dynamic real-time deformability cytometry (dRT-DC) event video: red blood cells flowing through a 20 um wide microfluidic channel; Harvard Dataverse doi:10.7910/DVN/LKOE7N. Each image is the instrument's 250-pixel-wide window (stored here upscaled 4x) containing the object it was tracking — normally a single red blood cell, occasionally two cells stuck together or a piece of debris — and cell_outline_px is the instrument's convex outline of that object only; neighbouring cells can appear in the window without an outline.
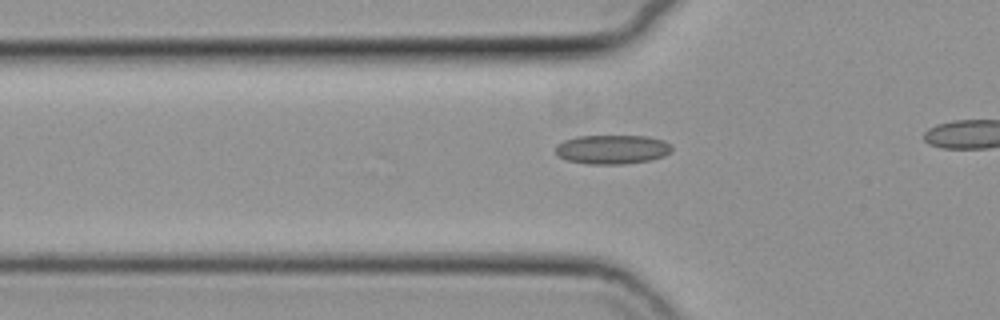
{"species": "common noctule bat (a hibernating species)", "species_latin": "Nyctalus noctula", "temperature_condition": "cold", "stored_images_in_passage": 29, "camera_frame_rate_fps": 3000, "um_per_image_px": 0.085, "animal": {"sex": "female", "body_mass_g": 19.3, "forearm_length_mm": 54.1}, "frame": {"image": 1, "passage_image": 3, "time_ms": 0.667, "image_size_px": [1000, 320], "cell_outline_px": [[672, 152], [664, 156], [652, 160], [624, 164], [588, 164], [568, 160], [556, 156], [556, 144], [564, 140], [576, 136], [648, 136], [664, 140], [672, 144]], "centroid_in_image_um": [52.06, 12.7], "position_along_channel_um": 73.7, "area_um2": 20.06}}
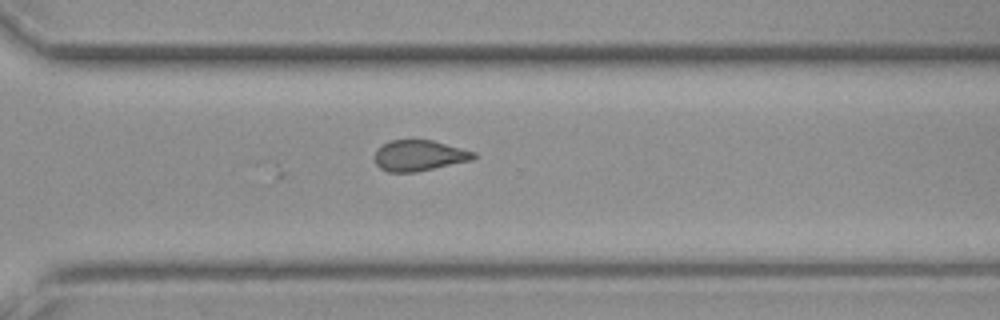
{"frame": {"image": 2, "passage_image": 24, "time_ms": 7.667, "image_size_px": [1000, 320], "cell_outline_px": [[476, 156], [472, 160], [416, 172], [388, 172], [380, 168], [376, 164], [376, 152], [384, 144], [392, 140], [432, 140], [476, 152]], "centroid_in_image_um": [35.66, 13.23], "position_along_channel_um": 334.9, "area_um2": 17.51}}
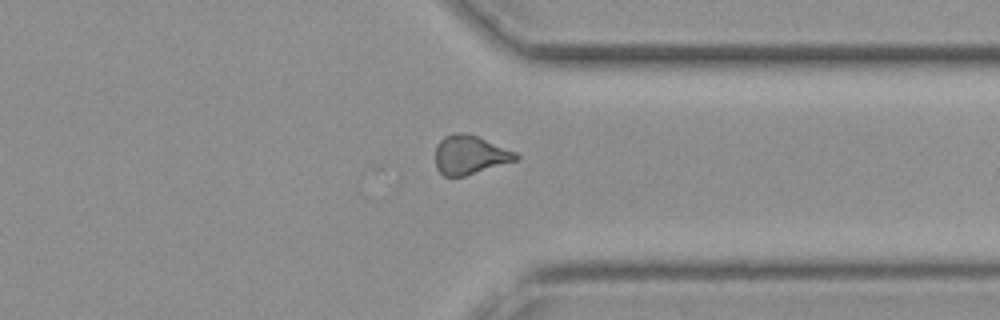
{"frame": {"image": 3, "passage_image": 27, "time_ms": 8.667, "image_size_px": [1000, 320], "cell_outline_px": [[520, 156], [516, 160], [464, 176], [444, 176], [436, 168], [436, 144], [444, 136], [452, 132], [464, 132], [476, 136], [516, 152]], "centroid_in_image_um": [39.9, 13.15], "position_along_channel_um": 371.5, "area_um2": 18.09}}